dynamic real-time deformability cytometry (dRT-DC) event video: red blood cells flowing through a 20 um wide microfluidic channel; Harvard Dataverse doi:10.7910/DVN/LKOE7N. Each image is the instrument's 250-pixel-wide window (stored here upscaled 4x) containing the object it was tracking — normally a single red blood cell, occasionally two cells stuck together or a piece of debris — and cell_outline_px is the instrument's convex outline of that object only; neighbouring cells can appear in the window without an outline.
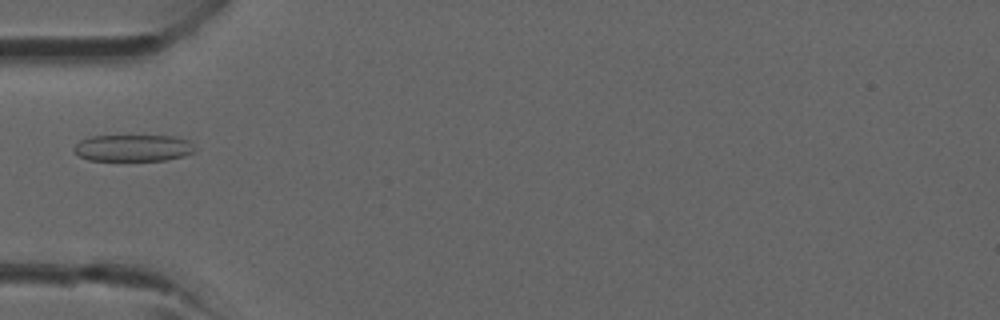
{"species": "common noctule bat (a hibernating species)", "species_latin": "Nyctalus noctula", "temperature_condition": "room temperature", "stored_images_in_passage": 4, "camera_frame_rate_fps": 3000, "um_per_image_px": 0.085, "animal": {"sex": "male", "forearm_length_mm": 52.5}, "frame": {"image": 1, "passage_image": 4, "time_ms": 4.333, "image_size_px": [1000, 320], "cell_outline_px": [[196, 152], [184, 156], [164, 160], [88, 160], [72, 152], [72, 148], [80, 140], [92, 136], [176, 136], [188, 140], [196, 148]], "centroid_in_image_um": [11.32, 12.57], "position_along_channel_um": 73.7, "area_um2": 18.96}}